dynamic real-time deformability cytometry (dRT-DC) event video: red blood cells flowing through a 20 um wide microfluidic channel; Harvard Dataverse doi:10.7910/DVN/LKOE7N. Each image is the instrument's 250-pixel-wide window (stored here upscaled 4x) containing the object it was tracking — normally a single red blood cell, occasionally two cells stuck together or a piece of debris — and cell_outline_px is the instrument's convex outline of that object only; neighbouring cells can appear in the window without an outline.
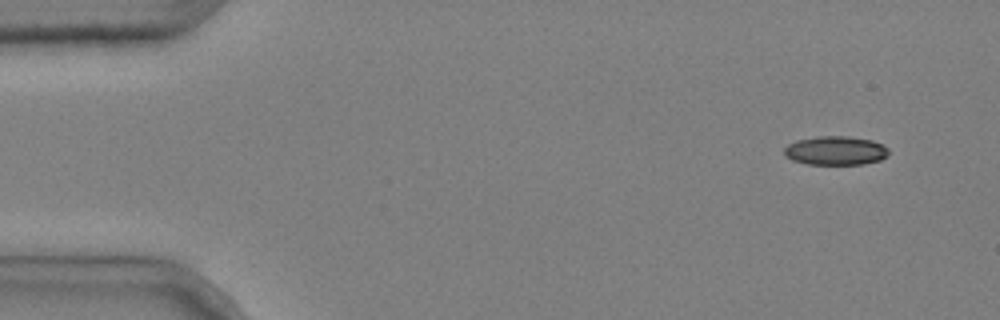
{"species": "common noctule bat (a hibernating species)", "species_latin": "Nyctalus noctula", "temperature_condition": "cold", "stored_images_in_passage": 3, "camera_frame_rate_fps": 3000, "um_per_image_px": 0.085, "animal": {"sex": "male", "body_mass_g": 20.4}, "frame": {"image": 1, "passage_image": 1, "time_ms": 0.0, "image_size_px": [1000, 320], "cell_outline_px": [[888, 156], [880, 160], [864, 164], [808, 164], [792, 160], [784, 156], [784, 148], [788, 144], [796, 140], [816, 136], [848, 136], [872, 140], [884, 144], [888, 148]], "centroid_in_image_um": [71.03, 12.79], "position_along_channel_um": 14.0, "area_um2": 17.8}}